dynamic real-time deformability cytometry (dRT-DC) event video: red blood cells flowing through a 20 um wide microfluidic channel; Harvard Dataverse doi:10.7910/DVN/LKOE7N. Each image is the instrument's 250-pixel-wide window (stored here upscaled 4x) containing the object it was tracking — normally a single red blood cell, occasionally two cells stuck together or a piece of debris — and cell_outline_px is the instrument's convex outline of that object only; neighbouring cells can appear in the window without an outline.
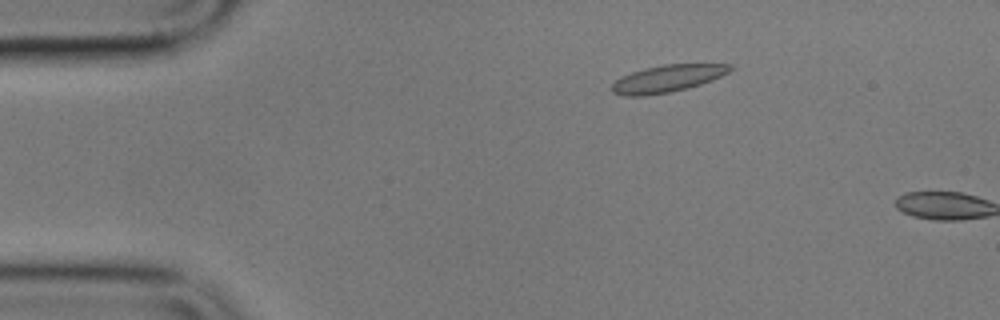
{"species": "common noctule bat (a hibernating species)", "species_latin": "Nyctalus noctula", "temperature_condition": "cold", "stored_images_in_passage": 2, "camera_frame_rate_fps": 3000, "um_per_image_px": 0.085, "animal": {"sex": "male", "body_mass_g": 17.9}, "frame": {"image": 1, "passage_image": 1, "time_ms": 0.0, "image_size_px": [1000, 320], "cell_outline_px": [[736, 68], [712, 80], [688, 88], [668, 92], [644, 96], [624, 96], [612, 92], [612, 84], [620, 76], [644, 68], [664, 64], [732, 64]], "centroid_in_image_um": [56.73, 6.67], "position_along_channel_um": 28.3, "area_um2": 18.73}}